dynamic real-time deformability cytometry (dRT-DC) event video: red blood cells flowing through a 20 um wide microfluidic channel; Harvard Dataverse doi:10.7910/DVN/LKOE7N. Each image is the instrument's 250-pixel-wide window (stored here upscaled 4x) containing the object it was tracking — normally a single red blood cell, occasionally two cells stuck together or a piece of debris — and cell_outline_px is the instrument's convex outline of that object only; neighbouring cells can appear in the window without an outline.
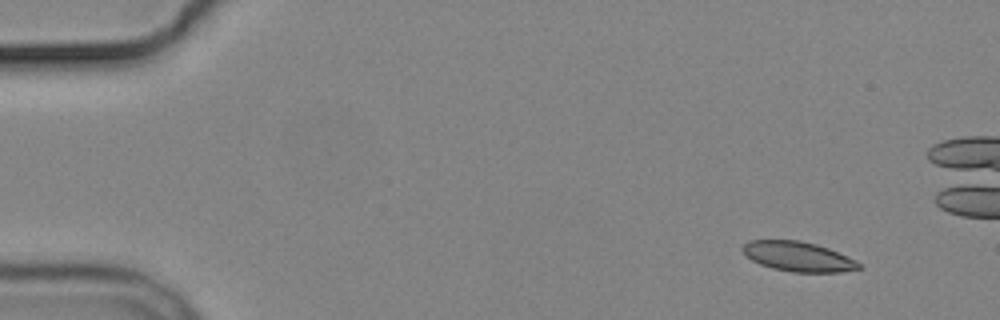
{"species": "common noctule bat (a hibernating species)", "species_latin": "Nyctalus noctula", "temperature_condition": "cold", "stored_images_in_passage": 5, "camera_frame_rate_fps": 3000, "um_per_image_px": 0.085, "animal": {"sex": "male", "body_mass_g": 19.2, "forearm_length_mm": 51.8}, "frame": {"image": 1, "passage_image": 1, "time_ms": 0.0, "image_size_px": [1000, 320], "cell_outline_px": [[864, 268], [840, 272], [792, 272], [772, 268], [760, 264], [744, 256], [740, 248], [748, 240], [800, 240], [816, 244], [828, 248], [856, 260], [864, 264]], "centroid_in_image_um": [67.84, 21.8], "position_along_channel_um": 17.2, "area_um2": 20.46}}